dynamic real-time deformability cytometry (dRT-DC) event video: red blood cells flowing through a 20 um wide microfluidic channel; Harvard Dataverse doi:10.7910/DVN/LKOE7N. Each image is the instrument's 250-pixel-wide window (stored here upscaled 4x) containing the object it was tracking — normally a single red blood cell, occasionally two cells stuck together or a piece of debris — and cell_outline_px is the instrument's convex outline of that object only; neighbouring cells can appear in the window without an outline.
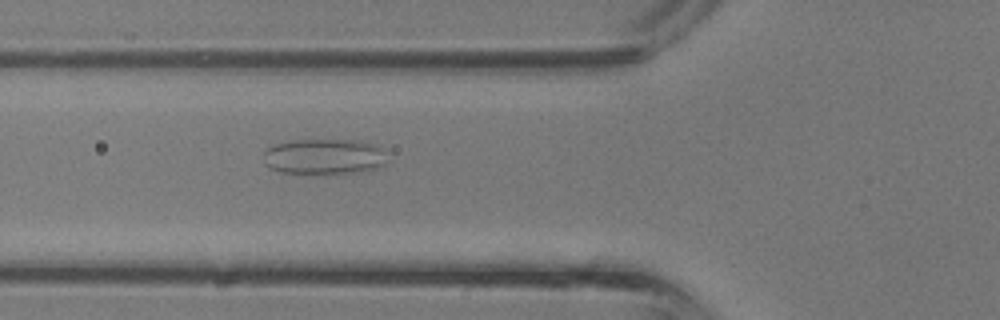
{"species": "common noctule bat (a hibernating species)", "species_latin": "Nyctalus noctula", "temperature_condition": "room temperature", "stored_images_in_passage": 31, "camera_frame_rate_fps": 3000, "um_per_image_px": 0.085, "animal": {"sex": "male", "body_mass_g": 13.3}, "frame": {"image": 1, "passage_image": 6, "time_ms": 1.667, "image_size_px": [1000, 320], "cell_outline_px": [[384, 164], [376, 168], [352, 172], [280, 172], [264, 164], [264, 152], [268, 148], [276, 144], [292, 140], [360, 140], [372, 144], [380, 148]], "centroid_in_image_um": [27.48, 13.28], "position_along_channel_um": 98.3, "area_um2": 24.74}}
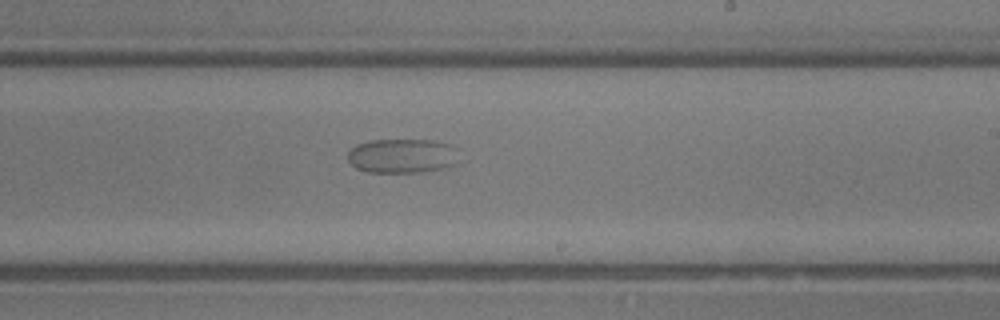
{"frame": {"image": 2, "passage_image": 15, "time_ms": 4.667, "image_size_px": [1000, 320], "cell_outline_px": [[456, 148], [452, 164], [444, 168], [424, 172], [368, 172], [356, 168], [348, 160], [348, 152], [356, 144], [372, 140], [432, 140], [448, 144]], "centroid_in_image_um": [34.12, 13.25], "position_along_channel_um": 254.9, "area_um2": 21.96}}
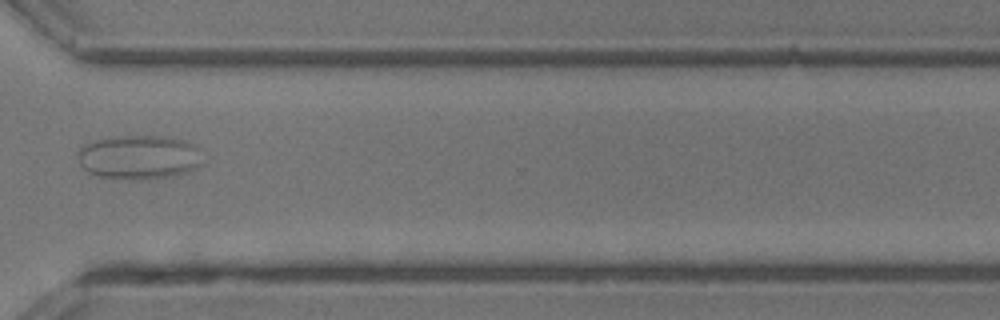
{"frame": {"image": 3, "passage_image": 21, "time_ms": 6.667, "image_size_px": [1000, 320], "cell_outline_px": [[204, 164], [188, 172], [168, 176], [140, 180], [128, 180], [100, 176], [88, 172], [80, 164], [80, 148], [96, 140], [120, 136], [164, 136], [184, 140], [192, 144], [196, 148]], "centroid_in_image_um": [11.85, 13.37], "position_along_channel_um": 358.7, "area_um2": 31.79}}